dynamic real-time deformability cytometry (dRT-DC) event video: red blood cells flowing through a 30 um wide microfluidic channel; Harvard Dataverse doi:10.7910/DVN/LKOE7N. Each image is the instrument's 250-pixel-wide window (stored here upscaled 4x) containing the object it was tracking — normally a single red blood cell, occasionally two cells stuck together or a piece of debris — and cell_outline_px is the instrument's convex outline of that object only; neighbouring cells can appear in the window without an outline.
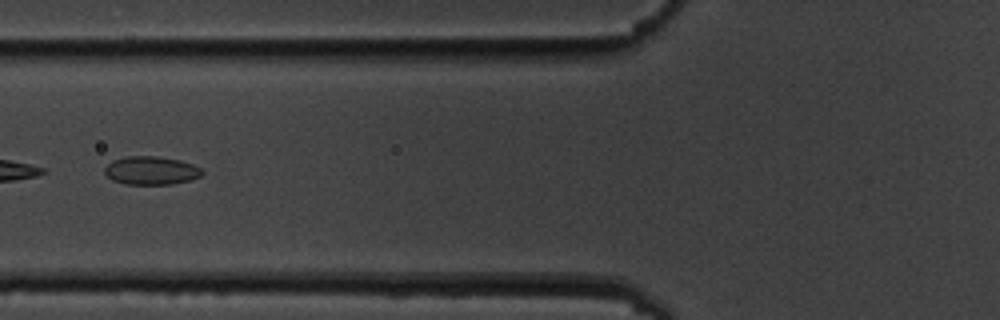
{"species": "common noctule bat (a hibernating species)", "species_latin": "Nyctalus noctula", "temperature_condition": "cold", "stored_images_in_passage": 8, "camera_frame_rate_fps": 3000, "um_per_image_px": 0.085, "animal": {"sex": "male", "body_mass_g": 19.5, "forearm_length_mm": 54.6}, "frame": {"image": 1, "passage_image": 7, "time_ms": 7.0, "image_size_px": [1000, 320], "cell_outline_px": [[204, 172], [200, 176], [192, 180], [172, 184], [124, 184], [112, 180], [104, 172], [104, 168], [112, 160], [124, 156], [156, 156], [180, 160], [192, 164], [200, 168]], "centroid_in_image_um": [12.84, 14.49], "position_along_channel_um": 113.0, "area_um2": 16.18}}
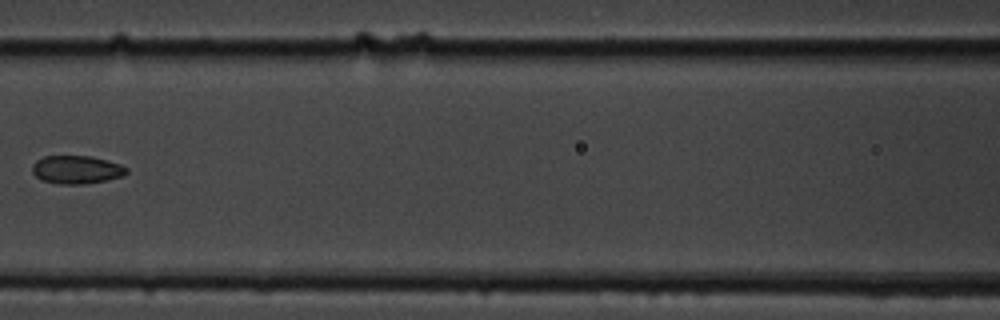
{"frame": {"image": 2, "passage_image": 8, "time_ms": 8.333, "image_size_px": [1000, 320], "cell_outline_px": [[128, 172], [124, 176], [108, 180], [84, 184], [60, 184], [40, 180], [32, 172], [32, 164], [36, 160], [44, 156], [92, 156], [108, 160], [120, 164], [128, 168]], "centroid_in_image_um": [6.52, 14.42], "position_along_channel_um": 160.1, "area_um2": 15.72}}